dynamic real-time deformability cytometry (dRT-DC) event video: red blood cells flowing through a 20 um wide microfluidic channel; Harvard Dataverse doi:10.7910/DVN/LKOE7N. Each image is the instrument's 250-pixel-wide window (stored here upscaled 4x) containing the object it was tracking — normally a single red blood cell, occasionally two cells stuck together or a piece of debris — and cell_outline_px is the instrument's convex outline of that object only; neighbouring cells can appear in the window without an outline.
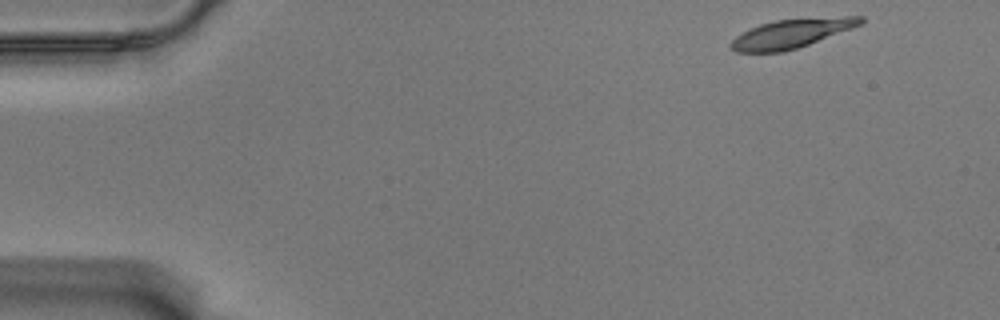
{"species": "Egyptian fruit bat (a non-hibernating species)", "species_latin": "Rousettus aegyptiacus", "temperature_condition": "warm", "stored_images_in_passage": 54, "camera_frame_rate_fps": 3000, "um_per_image_px": 0.085, "animal": {"sex": "male"}, "frame": {"image": 1, "passage_image": 1, "time_ms": 0.0, "image_size_px": [1000, 320], "cell_outline_px": [[864, 24], [808, 44], [796, 48], [780, 52], [736, 52], [728, 44], [736, 36], [760, 24], [776, 20], [844, 16], [864, 16]], "centroid_in_image_um": [67.31, 2.84], "position_along_channel_um": 17.7, "area_um2": 21.62}}
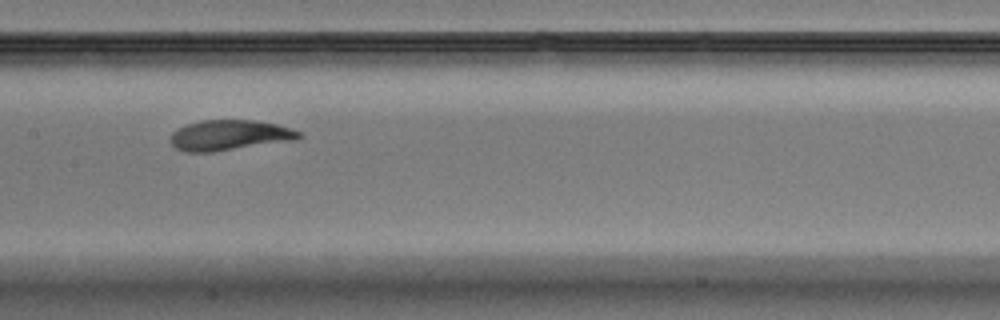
{"frame": {"image": 2, "passage_image": 25, "time_ms": 8.0, "image_size_px": [1000, 320], "cell_outline_px": [[304, 136], [296, 140], [212, 152], [184, 152], [176, 148], [172, 144], [172, 132], [188, 124], [200, 120], [256, 120], [276, 124], [300, 132]], "centroid_in_image_um": [19.53, 11.49], "position_along_channel_um": 187.9, "area_um2": 22.6}}
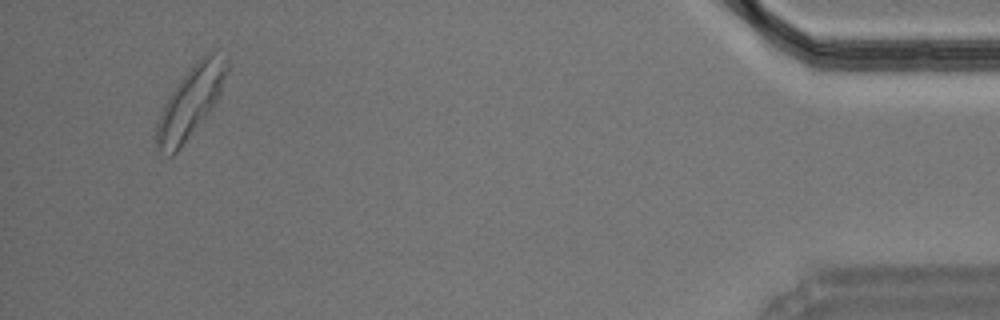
{"frame": {"image": 3, "passage_image": 51, "time_ms": 16.667, "image_size_px": [1000, 320], "cell_outline_px": [[228, 72], [220, 92], [212, 108], [176, 152], [172, 156], [168, 156], [156, 152], [156, 124], [164, 104], [168, 96], [176, 84], [188, 68], [200, 56], [208, 52], [228, 60]], "centroid_in_image_um": [16.15, 8.68], "position_along_channel_um": 419.1, "area_um2": 28.78}, "authors_computed_cell_mechanics": {"area_um2": 22.8888, "velocity_mm_per_s": 3.4765, "shape_relaxation_time_tau1_ms": 2.7949, "shape_relaxation_time_tau2_ms": 1.3477, "deformation_change_tau1": 0.1602, "deformation_change_tau2": 0.0761}}